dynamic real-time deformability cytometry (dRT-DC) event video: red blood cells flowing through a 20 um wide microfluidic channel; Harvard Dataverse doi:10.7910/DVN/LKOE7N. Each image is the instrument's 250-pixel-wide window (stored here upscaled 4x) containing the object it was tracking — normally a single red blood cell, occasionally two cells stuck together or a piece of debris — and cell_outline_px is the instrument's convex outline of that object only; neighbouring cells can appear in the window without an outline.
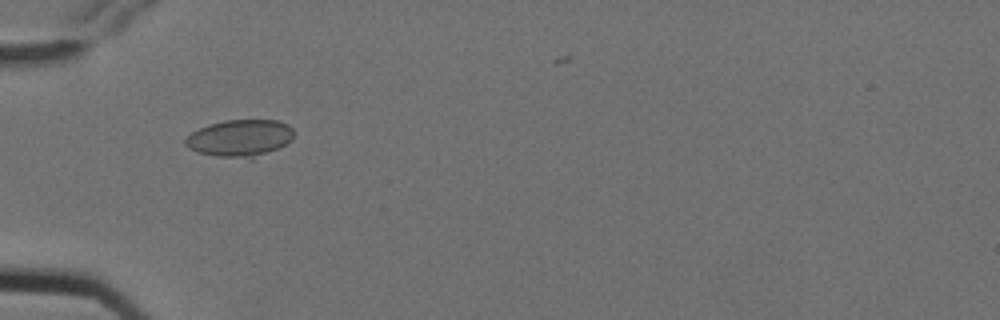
{"species": "Egyptian fruit bat (a non-hibernating species)", "species_latin": "Rousettus aegyptiacus", "temperature_condition": "cold", "stored_images_in_passage": 7, "camera_frame_rate_fps": 3000, "um_per_image_px": 0.085, "animal": {"sex": "female"}, "frame": {"image": 1, "passage_image": 6, "time_ms": 1.667, "image_size_px": [1000, 320], "cell_outline_px": [[292, 140], [252, 160], [216, 156], [196, 152], [188, 148], [184, 144], [184, 140], [192, 132], [208, 124], [224, 120], [276, 120], [288, 124], [292, 128]], "centroid_in_image_um": [20.36, 11.75], "position_along_channel_um": 64.6, "area_um2": 23.52}}
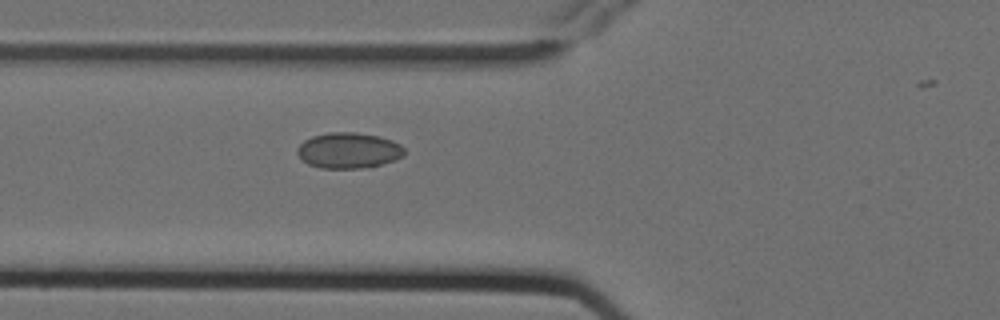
{"frame": {"image": 2, "passage_image": 7, "time_ms": 2.0, "image_size_px": [1000, 320], "cell_outline_px": [[404, 156], [396, 160], [380, 164], [360, 168], [320, 168], [308, 164], [296, 152], [296, 148], [304, 140], [312, 136], [328, 132], [356, 132], [380, 136], [392, 140], [400, 144], [404, 148]], "centroid_in_image_um": [29.63, 12.77], "position_along_channel_um": 96.2, "area_um2": 22.37}}